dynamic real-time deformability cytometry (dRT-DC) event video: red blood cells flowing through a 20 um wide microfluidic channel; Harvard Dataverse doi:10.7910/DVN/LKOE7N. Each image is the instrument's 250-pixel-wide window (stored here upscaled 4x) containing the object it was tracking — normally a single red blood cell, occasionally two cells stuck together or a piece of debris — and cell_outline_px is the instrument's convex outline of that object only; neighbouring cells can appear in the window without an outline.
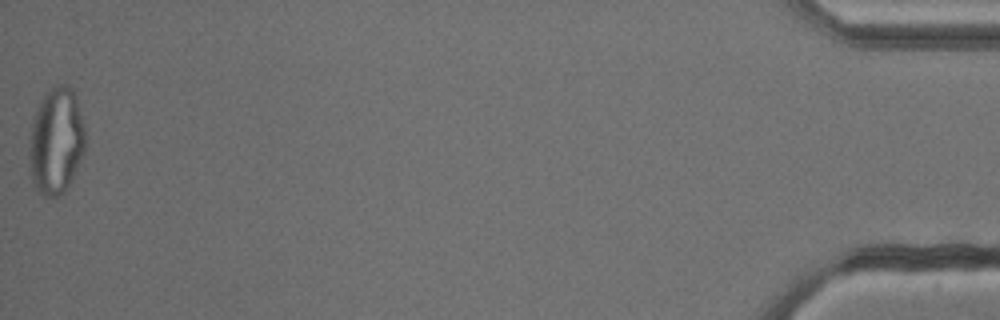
{"species": "common noctule bat (a hibernating species)", "species_latin": "Nyctalus noctula", "temperature_condition": "cold", "stored_images_in_passage": 45, "camera_frame_rate_fps": 3000, "um_per_image_px": 0.085, "animal": {"sex": "male", "body_mass_g": 13.3}, "frame": {"image": 1, "passage_image": 45, "time_ms": 14.667, "image_size_px": [1000, 320], "cell_outline_px": [[84, 152], [64, 192], [56, 196], [44, 196], [36, 192], [32, 188], [28, 156], [28, 152], [32, 120], [40, 100], [48, 88], [56, 84], [68, 84], [76, 92], [84, 124]], "centroid_in_image_um": [4.74, 11.95], "position_along_channel_um": 430.5, "area_um2": 35.43}, "authors_computed_cell_mechanics": {"area_um2": 28.9578, "velocity_mm_per_s": 3.8307, "shape_relaxation_time_tau1_ms": null, "shape_relaxation_time_tau2_ms": 1.5925, "deformation_change_tau1": null, "deformation_change_tau2": 0.1037}}